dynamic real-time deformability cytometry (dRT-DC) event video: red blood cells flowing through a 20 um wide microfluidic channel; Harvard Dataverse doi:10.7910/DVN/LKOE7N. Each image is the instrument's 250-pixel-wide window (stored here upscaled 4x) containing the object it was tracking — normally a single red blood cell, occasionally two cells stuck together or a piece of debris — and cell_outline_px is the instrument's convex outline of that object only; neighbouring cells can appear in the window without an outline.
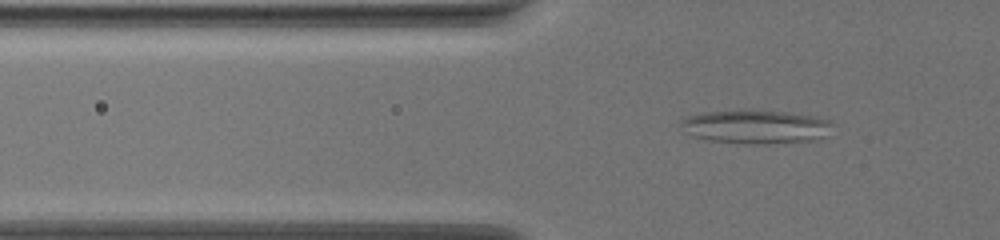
{"species": "common noctule bat (a hibernating species)", "species_latin": "Nyctalus noctula", "temperature_condition": "warm", "stored_images_in_passage": 48, "camera_frame_rate_fps": 3000, "um_per_image_px": 0.085, "animal": {"sex": "female", "body_mass_g": 19.5, "forearm_length_mm": 54.1}, "frame": {"image": 1, "passage_image": 10, "time_ms": 3.0, "image_size_px": [1000, 240], "cell_outline_px": [[828, 124], [820, 136], [812, 140], [768, 144], [744, 144], [708, 140], [696, 136], [680, 124], [688, 116], [708, 112], [784, 112], [808, 116], [828, 120]], "centroid_in_image_um": [64.17, 10.81], "position_along_channel_um": 61.6, "area_um2": 27.8}}
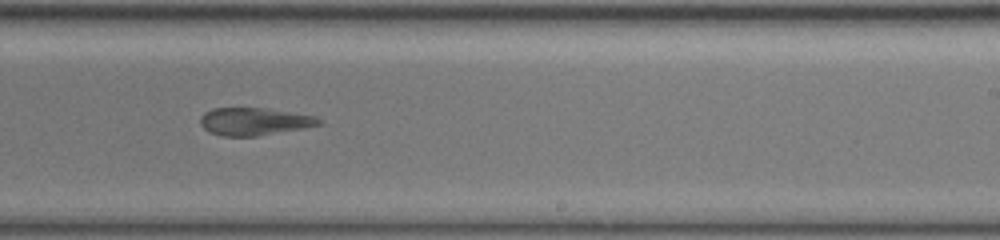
{"frame": {"image": 2, "passage_image": 28, "time_ms": 9.0, "image_size_px": [1000, 240], "cell_outline_px": [[320, 124], [300, 128], [256, 136], [220, 136], [204, 128], [200, 124], [200, 116], [204, 112], [216, 108], [260, 108], [312, 116], [320, 120]], "centroid_in_image_um": [21.5, 10.33], "position_along_channel_um": 267.5, "area_um2": 18.38}}
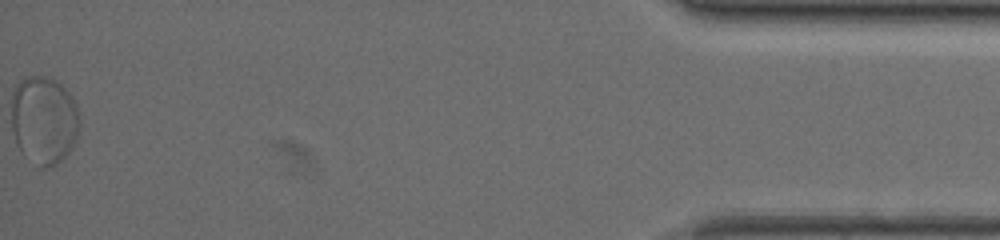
{"frame": {"image": 3, "passage_image": 48, "time_ms": 15.667, "image_size_px": [1000, 240], "cell_outline_px": [[80, 124], [76, 140], [68, 152], [56, 164], [44, 168], [20, 152], [16, 144], [12, 128], [12, 96], [16, 84], [24, 76], [44, 76], [60, 84], [72, 96], [76, 104]], "centroid_in_image_um": [3.72, 10.19], "position_along_channel_um": 431.5, "area_um2": 34.85}, "authors_computed_cell_mechanics": {"area_um2": 23.2934, "velocity_mm_per_s": 3.6566, "shape_relaxation_time_tau1_ms": null, "shape_relaxation_time_tau2_ms": 1.5871, "deformation_change_tau1": null, "deformation_change_tau2": 0.0818}}